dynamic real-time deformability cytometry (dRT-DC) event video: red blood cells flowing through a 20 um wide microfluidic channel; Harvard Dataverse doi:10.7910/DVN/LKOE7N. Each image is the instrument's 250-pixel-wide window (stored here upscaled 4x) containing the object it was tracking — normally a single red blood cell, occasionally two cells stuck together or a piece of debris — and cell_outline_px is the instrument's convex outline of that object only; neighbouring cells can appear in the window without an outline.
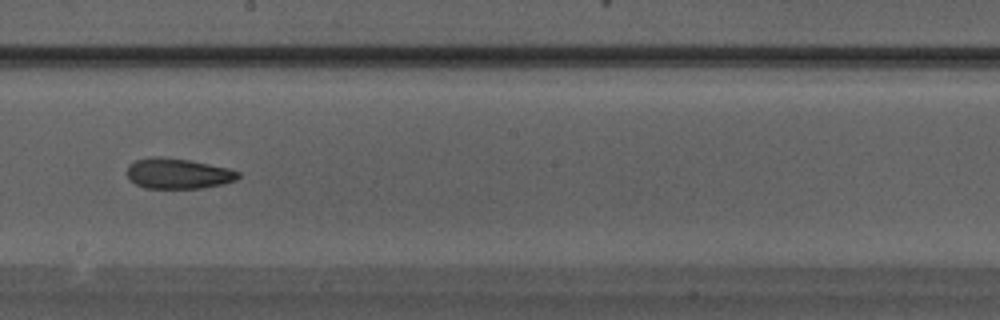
{"species": "Egyptian fruit bat (a non-hibernating species)", "species_latin": "Rousettus aegyptiacus", "temperature_condition": "warm", "stored_images_in_passage": 29, "camera_frame_rate_fps": 3000, "um_per_image_px": 0.085, "animal": {"sex": "male"}, "frame": {"image": 1, "passage_image": 17, "time_ms": 5.333, "image_size_px": [1000, 320], "cell_outline_px": [[240, 176], [236, 180], [220, 184], [200, 188], [144, 188], [128, 180], [128, 164], [136, 160], [152, 156], [160, 156], [188, 160], [228, 168], [240, 172]], "centroid_in_image_um": [15.1, 14.75], "position_along_channel_um": 233.1, "area_um2": 19.65}}
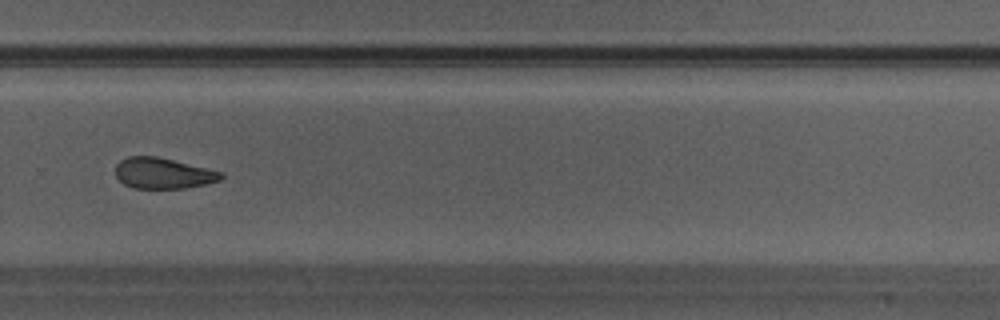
{"frame": {"image": 2, "passage_image": 21, "time_ms": 6.667, "image_size_px": [1000, 320], "cell_outline_px": [[224, 176], [220, 180], [204, 184], [184, 188], [132, 188], [124, 184], [116, 176], [116, 164], [120, 160], [128, 156], [156, 156], [224, 172]], "centroid_in_image_um": [13.85, 14.72], "position_along_channel_um": 315.9, "area_um2": 18.9}}
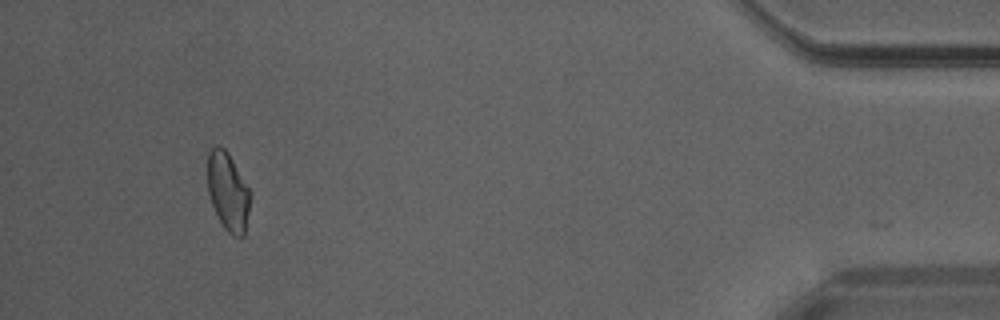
{"frame": {"image": 3, "passage_image": 29, "time_ms": 9.333, "image_size_px": [1000, 320], "cell_outline_px": [[252, 192], [244, 236], [232, 236], [224, 228], [212, 204], [208, 192], [208, 152], [216, 144], [220, 144], [228, 152]], "centroid_in_image_um": [19.4, 16.25], "position_along_channel_um": 415.8, "area_um2": 19.59}}